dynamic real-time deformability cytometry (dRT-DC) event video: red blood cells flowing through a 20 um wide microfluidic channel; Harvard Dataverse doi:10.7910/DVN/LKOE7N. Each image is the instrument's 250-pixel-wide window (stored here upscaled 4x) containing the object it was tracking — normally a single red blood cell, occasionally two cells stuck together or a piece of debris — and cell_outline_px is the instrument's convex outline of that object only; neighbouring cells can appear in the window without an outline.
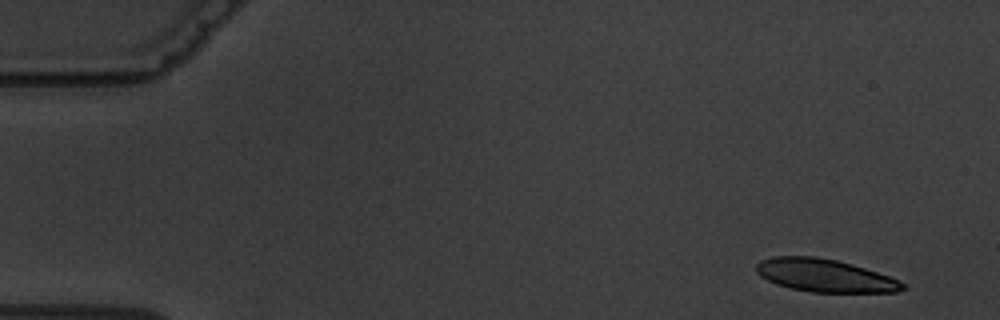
{"species": "common noctule bat (a hibernating species)", "species_latin": "Nyctalus noctula", "temperature_condition": "warm", "stored_images_in_passage": 6, "camera_frame_rate_fps": 3000, "um_per_image_px": 0.085, "animal": {"sex": "male", "body_mass_g": 19.5, "forearm_length_mm": 54.6}, "frame": {"image": 1, "passage_image": 1, "time_ms": 0.0, "image_size_px": [1000, 320], "cell_outline_px": [[908, 288], [896, 292], [812, 292], [792, 288], [776, 284], [760, 276], [756, 272], [756, 264], [760, 260], [772, 256], [816, 256], [836, 260], [852, 264], [900, 280]], "centroid_in_image_um": [70.09, 23.41], "position_along_channel_um": 14.9, "area_um2": 27.98}}